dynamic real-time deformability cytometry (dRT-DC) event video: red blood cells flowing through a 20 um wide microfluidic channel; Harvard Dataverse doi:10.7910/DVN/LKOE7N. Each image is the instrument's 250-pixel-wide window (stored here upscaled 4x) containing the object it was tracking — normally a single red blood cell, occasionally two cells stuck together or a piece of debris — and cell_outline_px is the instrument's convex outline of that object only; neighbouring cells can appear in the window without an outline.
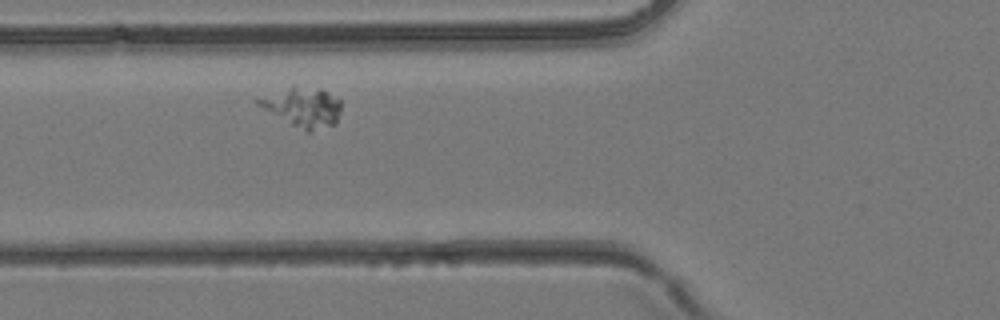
{"species": "common noctule bat (a hibernating species)", "species_latin": "Nyctalus noctula", "temperature_condition": "room temperature", "stored_images_in_passage": 34, "camera_frame_rate_fps": 3000, "um_per_image_px": 0.085, "animal": {"sex": "female", "body_mass_g": 24.6, "forearm_length_mm": 56.2}, "frame": {"image": 1, "passage_image": 6, "time_ms": 1.667, "image_size_px": [1000, 320], "cell_outline_px": [[340, 112], [336, 124], [312, 132], [304, 132], [256, 104], [252, 100], [292, 84], [296, 84], [320, 88], [328, 92], [340, 100]], "centroid_in_image_um": [25.72, 9.08], "position_along_channel_um": 100.1, "area_um2": 19.65}}
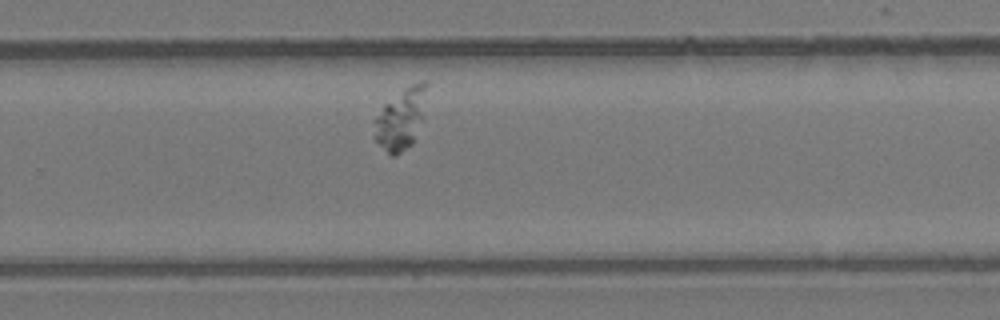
{"frame": {"image": 2, "passage_image": 19, "time_ms": 6.0, "image_size_px": [1000, 320], "cell_outline_px": [[428, 84], [424, 116], [412, 144], [396, 156], [392, 156], [372, 136], [372, 120], [384, 104], [404, 88], [420, 80], [428, 80]], "centroid_in_image_um": [34.07, 10.06], "position_along_channel_um": 295.7, "area_um2": 19.19}}
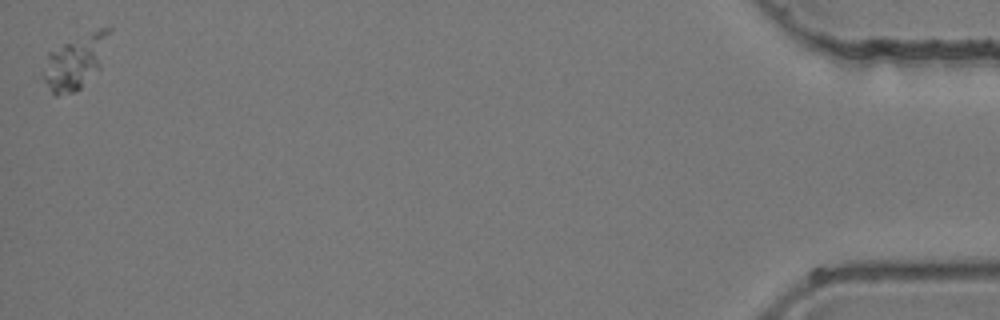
{"frame": {"image": 3, "passage_image": 34, "time_ms": 11.0, "image_size_px": [1000, 320], "cell_outline_px": [[112, 28], [100, 68], [76, 92], [56, 96], [48, 88], [44, 80], [44, 76], [48, 52], [64, 44], [100, 28]], "centroid_in_image_um": [6.43, 5.27], "position_along_channel_um": 428.8, "area_um2": 20.17}}